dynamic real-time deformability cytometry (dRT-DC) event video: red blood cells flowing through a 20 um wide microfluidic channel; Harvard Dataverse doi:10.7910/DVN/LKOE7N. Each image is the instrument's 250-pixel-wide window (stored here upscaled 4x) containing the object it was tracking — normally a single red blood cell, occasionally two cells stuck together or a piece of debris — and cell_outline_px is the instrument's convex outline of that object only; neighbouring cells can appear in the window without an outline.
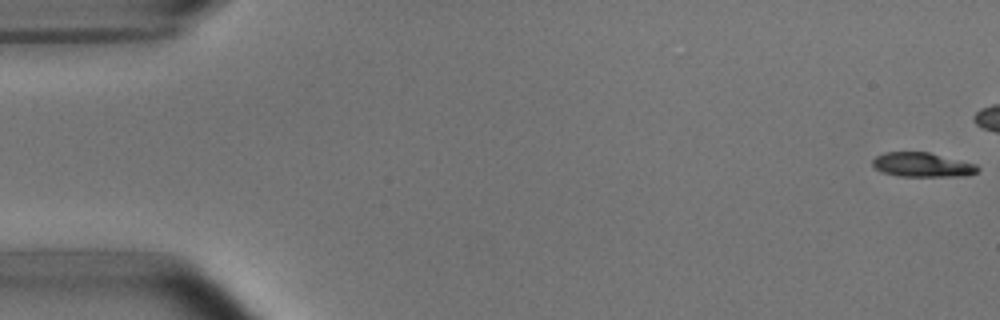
{"species": "common noctule bat (a hibernating species)", "species_latin": "Nyctalus noctula", "temperature_condition": "room temperature", "stored_images_in_passage": 42, "camera_frame_rate_fps": 3000, "um_per_image_px": 0.085, "animal": {"sex": "male", "body_mass_g": 15.6}, "frame": {"image": 1, "passage_image": 1, "time_ms": 0.0, "image_size_px": [1000, 320], "cell_outline_px": [[980, 168], [976, 172], [968, 176], [900, 176], [880, 172], [872, 164], [872, 160], [876, 156], [884, 152], [928, 152], [976, 164]], "centroid_in_image_um": [78.38, 14.01], "position_along_channel_um": 6.6, "area_um2": 14.91}}
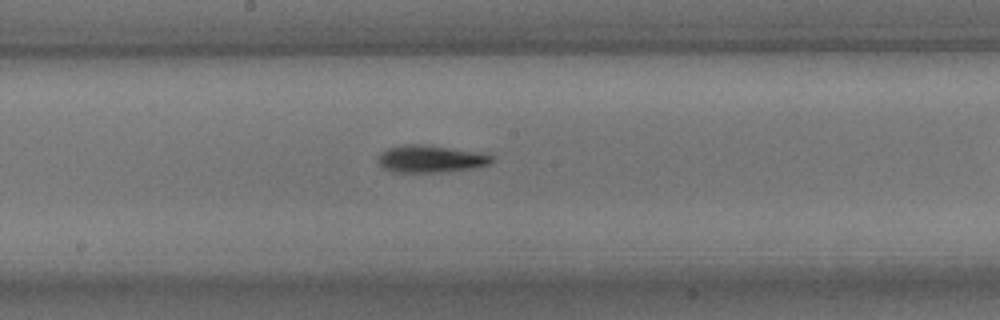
{"frame": {"image": 2, "passage_image": 28, "time_ms": 9.0, "image_size_px": [1000, 320], "cell_outline_px": [[496, 160], [492, 164], [472, 168], [440, 172], [392, 172], [384, 168], [380, 164], [380, 152], [388, 148], [404, 144], [428, 144], [452, 148], [496, 156]], "centroid_in_image_um": [36.65, 13.5], "position_along_channel_um": 211.6, "area_um2": 18.09}}
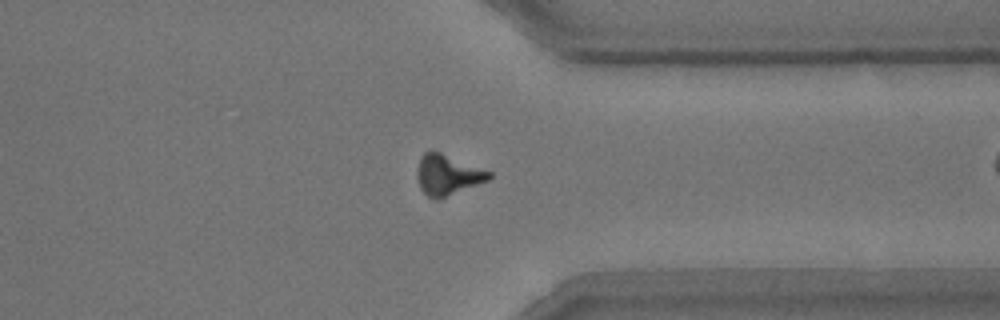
{"frame": {"image": 3, "passage_image": 41, "time_ms": 13.333, "image_size_px": [1000, 320], "cell_outline_px": [[492, 176], [488, 180], [436, 200], [428, 196], [420, 188], [416, 172], [416, 168], [420, 156], [424, 152], [440, 152], [492, 172]], "centroid_in_image_um": [38.02, 14.85], "position_along_channel_um": 373.4, "area_um2": 16.7}}